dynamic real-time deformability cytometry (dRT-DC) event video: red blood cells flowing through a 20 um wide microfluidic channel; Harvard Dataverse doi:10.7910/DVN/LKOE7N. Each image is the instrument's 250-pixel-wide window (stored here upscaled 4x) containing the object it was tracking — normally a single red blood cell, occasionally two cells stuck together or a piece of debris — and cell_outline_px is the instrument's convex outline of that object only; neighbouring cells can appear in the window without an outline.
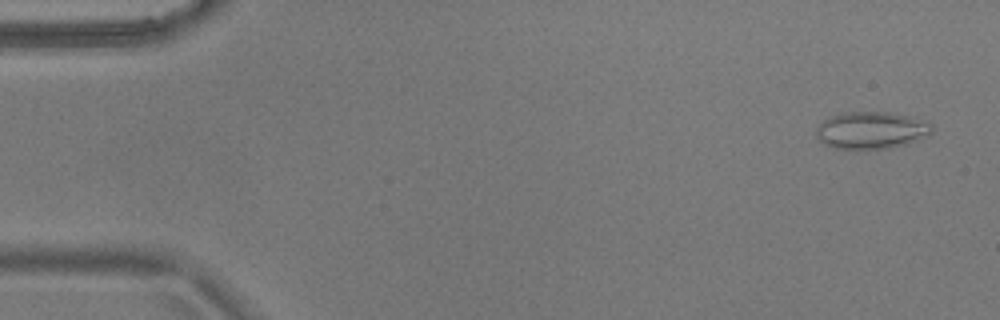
{"species": "common noctule bat (a hibernating species)", "species_latin": "Nyctalus noctula", "temperature_condition": "warm", "stored_images_in_passage": 55, "camera_frame_rate_fps": 3000, "um_per_image_px": 0.085, "animal": {"sex": "male", "body_mass_g": 17.9}, "frame": {"image": 1, "passage_image": 3, "time_ms": 0.667, "image_size_px": [1000, 320], "cell_outline_px": [[932, 132], [928, 136], [904, 144], [888, 148], [864, 152], [836, 148], [824, 144], [816, 136], [816, 128], [824, 120], [832, 116], [848, 112], [888, 112], [928, 120], [932, 124]], "centroid_in_image_um": [74.07, 11.11], "position_along_channel_um": 10.9, "area_um2": 25.55}}
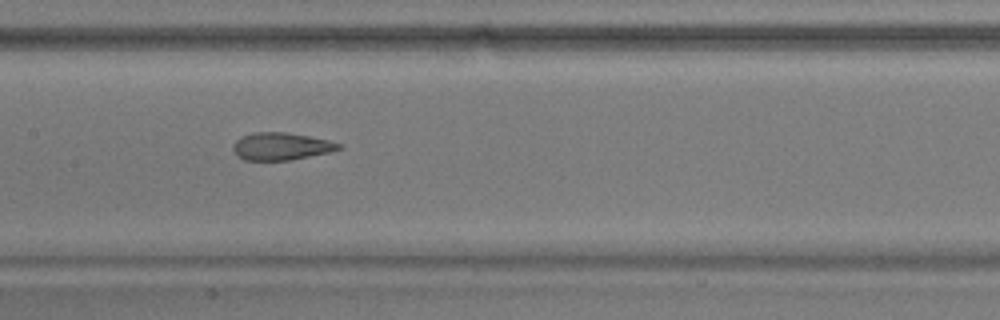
{"frame": {"image": 2, "passage_image": 27, "time_ms": 8.667, "image_size_px": [1000, 320], "cell_outline_px": [[344, 148], [328, 152], [292, 160], [244, 160], [236, 156], [232, 148], [232, 144], [240, 136], [252, 132], [288, 132], [328, 140], [344, 144]], "centroid_in_image_um": [23.88, 12.43], "position_along_channel_um": 183.5, "area_um2": 17.17}}
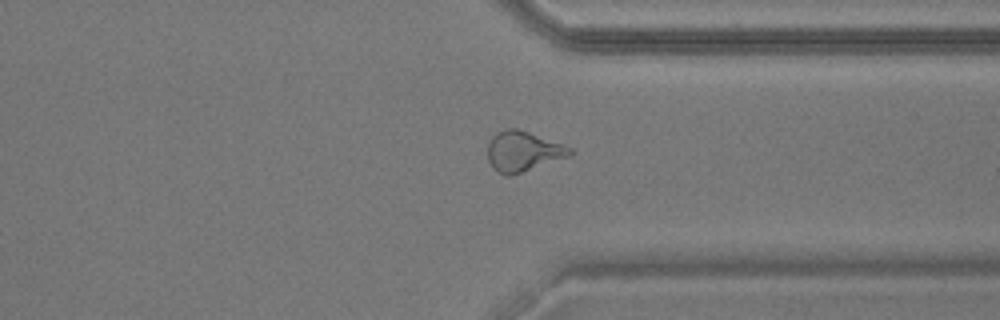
{"frame": {"image": 3, "passage_image": 42, "time_ms": 13.667, "image_size_px": [1000, 320], "cell_outline_px": [[572, 156], [508, 176], [504, 176], [488, 160], [488, 144], [492, 136], [496, 132], [504, 128], [516, 128], [528, 132], [572, 148]], "centroid_in_image_um": [44.46, 12.85], "position_along_channel_um": 366.9, "area_um2": 18.96}, "authors_computed_cell_mechanics": {"area_um2": 19.4786, "velocity_mm_per_s": 3.6878, "shape_relaxation_time_tau1_ms": 8.846, "shape_relaxation_time_tau2_ms": 1.4671, "deformation_change_tau1": 0.2443, "deformation_change_tau2": 0.0931}}